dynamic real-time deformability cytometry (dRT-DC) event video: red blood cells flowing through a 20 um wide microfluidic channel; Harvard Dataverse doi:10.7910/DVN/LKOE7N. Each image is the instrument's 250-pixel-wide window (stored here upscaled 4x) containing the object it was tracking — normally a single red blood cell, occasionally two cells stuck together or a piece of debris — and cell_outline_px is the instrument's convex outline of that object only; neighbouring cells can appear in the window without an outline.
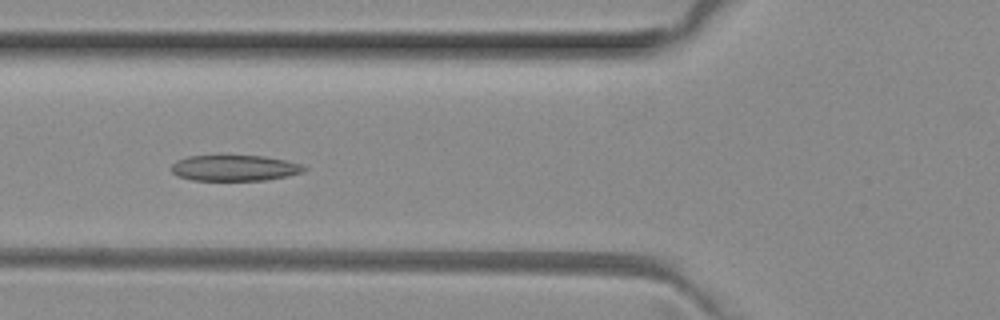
{"species": "common noctule bat (a hibernating species)", "species_latin": "Nyctalus noctula", "temperature_condition": "room temperature", "stored_images_in_passage": 6, "camera_frame_rate_fps": 3000, "um_per_image_px": 0.085, "animal": {"sex": "female", "body_mass_g": 29.2, "forearm_length_mm": 56.3}, "frame": {"image": 1, "passage_image": 4, "time_ms": 1.0, "image_size_px": [1000, 320], "cell_outline_px": [[308, 168], [304, 172], [288, 176], [264, 180], [192, 180], [176, 176], [172, 172], [172, 164], [176, 160], [188, 156], [220, 152], [224, 152], [264, 156], [288, 160], [304, 164]], "centroid_in_image_um": [19.94, 14.22], "position_along_channel_um": 105.9, "area_um2": 21.33}}
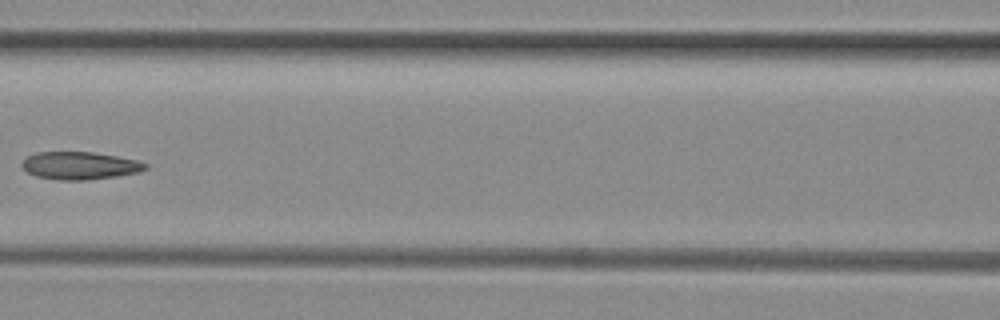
{"frame": {"image": 2, "passage_image": 5, "time_ms": 1.333, "image_size_px": [1000, 320], "cell_outline_px": [[148, 168], [140, 172], [116, 176], [88, 180], [56, 180], [36, 176], [28, 172], [20, 164], [28, 156], [36, 152], [92, 152], [116, 156], [136, 160], [148, 164]], "centroid_in_image_um": [6.79, 14.08], "position_along_channel_um": 159.8, "area_um2": 19.88}}
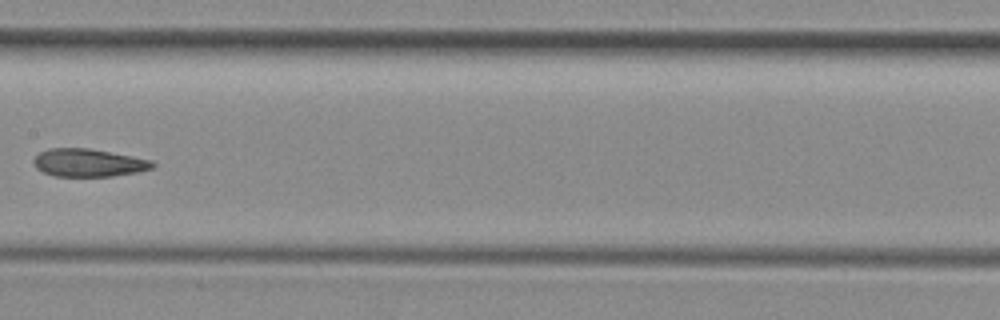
{"frame": {"image": 3, "passage_image": 6, "time_ms": 1.667, "image_size_px": [1000, 320], "cell_outline_px": [[156, 164], [152, 168], [136, 172], [112, 176], [52, 176], [36, 168], [32, 164], [32, 160], [40, 152], [48, 148], [88, 148], [132, 156], [152, 160]], "centroid_in_image_um": [7.49, 13.83], "position_along_channel_um": 199.9, "area_um2": 19.31}}